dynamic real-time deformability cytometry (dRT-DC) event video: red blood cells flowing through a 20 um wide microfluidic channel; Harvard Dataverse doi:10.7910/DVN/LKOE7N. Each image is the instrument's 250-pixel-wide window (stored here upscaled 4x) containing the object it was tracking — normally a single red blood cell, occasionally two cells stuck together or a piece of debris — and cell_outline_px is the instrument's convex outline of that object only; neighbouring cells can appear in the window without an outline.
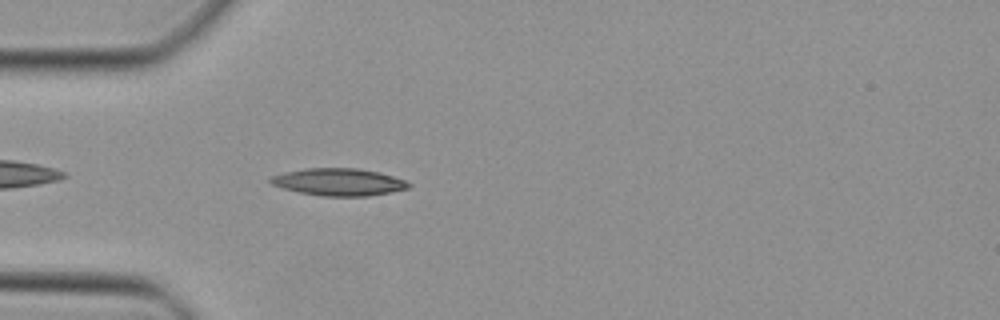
{"species": "Egyptian fruit bat (a non-hibernating species)", "species_latin": "Rousettus aegyptiacus", "temperature_condition": "cold", "stored_images_in_passage": 26, "camera_frame_rate_fps": 3000, "um_per_image_px": 0.085, "animal": {"sex": "female"}, "frame": {"image": 1, "passage_image": 3, "time_ms": 0.667, "image_size_px": [1000, 320], "cell_outline_px": [[412, 184], [408, 188], [368, 196], [324, 196], [300, 192], [284, 188], [272, 184], [268, 180], [272, 176], [288, 172], [308, 168], [356, 168], [380, 172], [404, 180]], "centroid_in_image_um": [28.81, 15.47], "position_along_channel_um": 56.2, "area_um2": 21.56}}
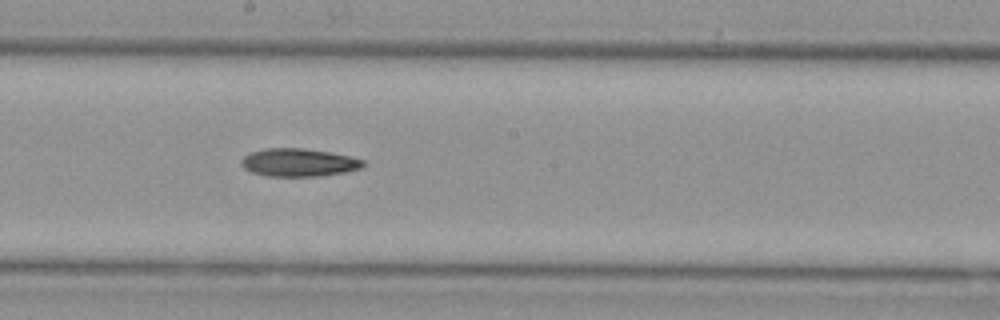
{"frame": {"image": 2, "passage_image": 15, "time_ms": 4.667, "image_size_px": [1000, 320], "cell_outline_px": [[364, 164], [360, 168], [344, 172], [320, 176], [268, 176], [252, 172], [244, 168], [240, 164], [240, 160], [244, 156], [252, 152], [268, 148], [300, 148], [328, 152], [348, 156], [364, 160]], "centroid_in_image_um": [25.35, 13.81], "position_along_channel_um": 222.8, "area_um2": 19.59}}
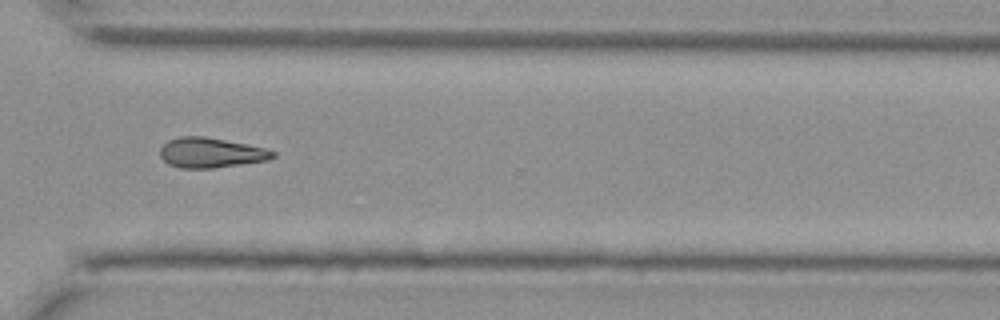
{"frame": {"image": 3, "passage_image": 24, "time_ms": 7.667, "image_size_px": [1000, 320], "cell_outline_px": [[276, 156], [268, 160], [212, 168], [180, 168], [168, 164], [160, 156], [160, 148], [168, 140], [180, 136], [204, 136], [264, 148], [276, 152]], "centroid_in_image_um": [17.89, 12.98], "position_along_channel_um": 352.7, "area_um2": 19.54}}